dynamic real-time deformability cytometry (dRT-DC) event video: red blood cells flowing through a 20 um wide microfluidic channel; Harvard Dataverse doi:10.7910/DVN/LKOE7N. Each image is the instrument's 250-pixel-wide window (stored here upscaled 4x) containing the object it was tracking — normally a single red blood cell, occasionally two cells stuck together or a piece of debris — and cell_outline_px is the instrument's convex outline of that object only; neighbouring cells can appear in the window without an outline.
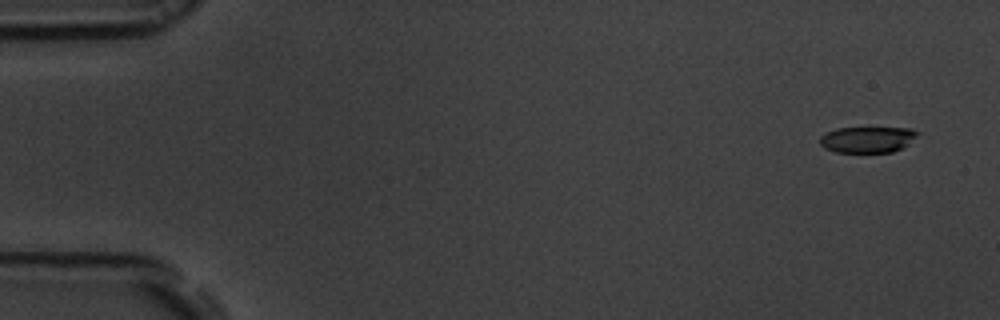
{"species": "common noctule bat (a hibernating species)", "species_latin": "Nyctalus noctula", "temperature_condition": "room temperature", "stored_images_in_passage": 55, "camera_frame_rate_fps": 3000, "um_per_image_px": 0.085, "animal": {"sex": "male", "body_mass_g": 19.5, "forearm_length_mm": 54.6}, "frame": {"image": 1, "passage_image": 3, "time_ms": 0.667, "image_size_px": [1000, 320], "cell_outline_px": [[920, 132], [908, 144], [892, 152], [836, 152], [824, 148], [820, 144], [820, 136], [824, 132], [836, 128], [912, 128]], "centroid_in_image_um": [73.7, 11.85], "position_along_channel_um": 11.3, "area_um2": 14.85}}
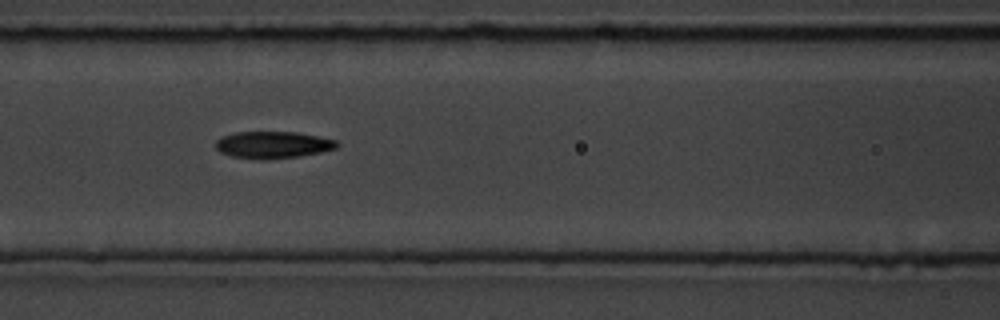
{"frame": {"image": 2, "passage_image": 24, "time_ms": 7.667, "image_size_px": [1000, 320], "cell_outline_px": [[340, 144], [336, 148], [320, 152], [300, 156], [232, 156], [220, 152], [216, 148], [216, 140], [220, 136], [236, 132], [296, 132], [336, 140]], "centroid_in_image_um": [23.21, 12.25], "position_along_channel_um": 143.4, "area_um2": 18.03}}
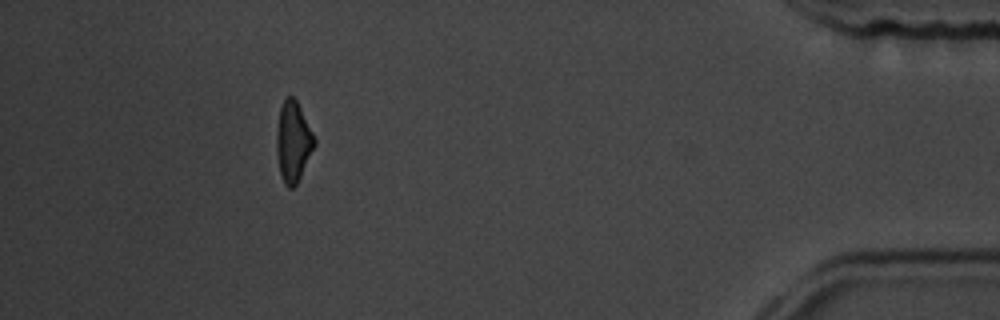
{"frame": {"image": 3, "passage_image": 50, "time_ms": 16.333, "image_size_px": [1000, 320], "cell_outline_px": [[316, 144], [296, 184], [292, 188], [288, 188], [284, 184], [280, 172], [276, 152], [276, 128], [280, 108], [284, 96], [292, 96], [296, 100], [316, 140]], "centroid_in_image_um": [24.89, 12.02], "position_along_channel_um": 410.3, "area_um2": 17.63}, "authors_computed_cell_mechanics": {"area_um2": 18.4382, "velocity_mm_per_s": 3.7478, "shape_relaxation_time_tau1_ms": 3.0652, "shape_relaxation_time_tau2_ms": 5.436, "deformation_change_tau1": 0.1446, "deformation_change_tau2": 0.1567}}